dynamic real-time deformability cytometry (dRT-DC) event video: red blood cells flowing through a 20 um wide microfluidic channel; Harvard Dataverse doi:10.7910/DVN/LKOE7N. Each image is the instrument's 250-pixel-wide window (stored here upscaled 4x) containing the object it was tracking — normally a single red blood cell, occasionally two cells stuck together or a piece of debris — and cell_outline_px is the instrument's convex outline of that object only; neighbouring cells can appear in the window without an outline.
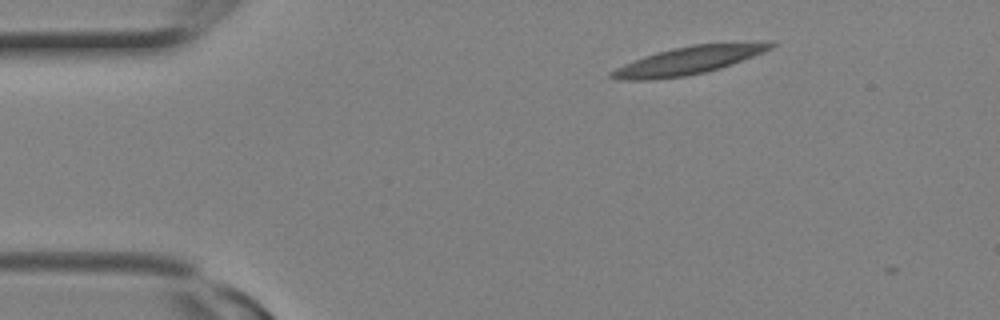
{"species": "Egyptian fruit bat (a non-hibernating species)", "species_latin": "Rousettus aegyptiacus", "temperature_condition": "room temperature", "stored_images_in_passage": 4, "camera_frame_rate_fps": 3000, "um_per_image_px": 0.085, "animal": {"sex": "female"}, "frame": {"image": 1, "passage_image": 3, "time_ms": 0.667, "image_size_px": [1000, 320], "cell_outline_px": [[776, 44], [772, 48], [764, 52], [732, 64], [720, 68], [704, 72], [684, 76], [644, 80], [616, 80], [608, 76], [608, 72], [624, 64], [644, 56], [656, 52], [672, 48], [692, 44], [764, 40], [772, 40]], "centroid_in_image_um": [58.59, 5.1], "position_along_channel_um": 26.4, "area_um2": 26.36}}